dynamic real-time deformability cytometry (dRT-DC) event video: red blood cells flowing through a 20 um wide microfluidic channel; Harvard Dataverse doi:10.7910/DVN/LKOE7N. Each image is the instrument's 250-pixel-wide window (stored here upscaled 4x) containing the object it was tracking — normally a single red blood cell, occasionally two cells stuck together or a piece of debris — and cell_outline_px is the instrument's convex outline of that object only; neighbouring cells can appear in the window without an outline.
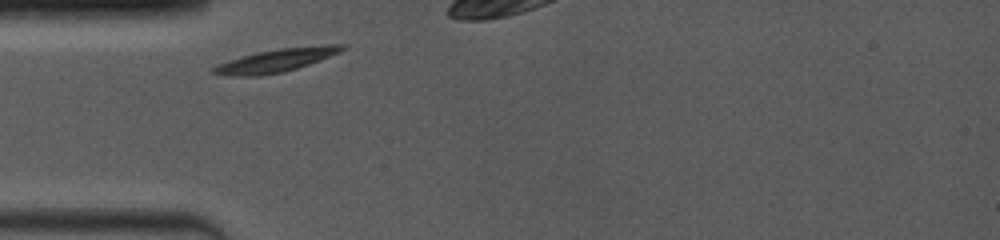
{"species": "common noctule bat (a hibernating species)", "species_latin": "Nyctalus noctula", "temperature_condition": "room temperature", "stored_images_in_passage": 11, "segment_of_instrument_passage": [1, 2], "camera_frame_rate_fps": 4000, "um_per_image_px": 0.085, "animal": {"sex": "female", "body_mass_g": 19.0, "forearm_length_mm": 53.3}, "frame": {"image": 1, "passage_image": 1, "time_ms": 0.0, "image_size_px": [1000, 240], "cell_outline_px": [[348, 48], [340, 52], [308, 64], [284, 72], [260, 76], [232, 76], [212, 72], [212, 68], [228, 60], [256, 52], [280, 48], [324, 44], [344, 44]], "centroid_in_image_um": [23.52, 5.12], "position_along_channel_um": 61.5, "area_um2": 17.28}}
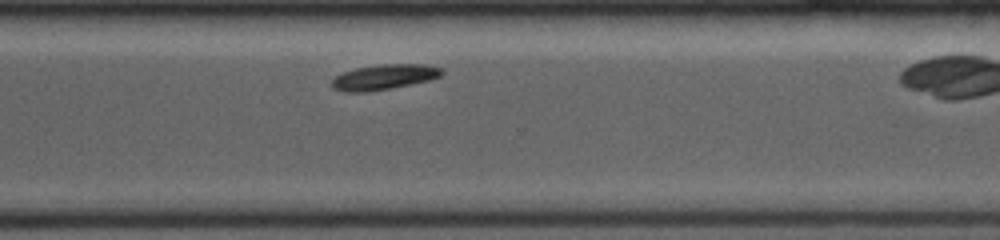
{"frame": {"image": 2, "passage_image": 10, "time_ms": 7.25, "image_size_px": [1000, 240], "cell_outline_px": [[444, 72], [440, 76], [428, 80], [388, 88], [364, 92], [344, 92], [332, 88], [332, 80], [336, 76], [344, 72], [356, 68], [380, 64], [424, 64], [444, 68]], "centroid_in_image_um": [32.65, 6.53], "position_along_channel_um": 338.0, "area_um2": 15.95}}